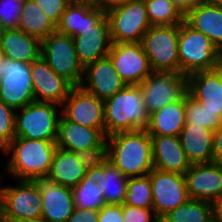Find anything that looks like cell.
I'll return each instance as SVG.
<instances>
[{
    "label": "cell",
    "instance_id": "6da1fadb",
    "mask_svg": "<svg viewBox=\"0 0 222 222\" xmlns=\"http://www.w3.org/2000/svg\"><path fill=\"white\" fill-rule=\"evenodd\" d=\"M56 148V140L14 137L2 150L5 155H10L4 171L16 180L45 179Z\"/></svg>",
    "mask_w": 222,
    "mask_h": 222
},
{
    "label": "cell",
    "instance_id": "7a4b0ae2",
    "mask_svg": "<svg viewBox=\"0 0 222 222\" xmlns=\"http://www.w3.org/2000/svg\"><path fill=\"white\" fill-rule=\"evenodd\" d=\"M108 161L125 176L147 175L154 169L152 139L147 130L119 132L106 137Z\"/></svg>",
    "mask_w": 222,
    "mask_h": 222
},
{
    "label": "cell",
    "instance_id": "3957f363",
    "mask_svg": "<svg viewBox=\"0 0 222 222\" xmlns=\"http://www.w3.org/2000/svg\"><path fill=\"white\" fill-rule=\"evenodd\" d=\"M105 137L119 132L146 130L149 113L139 85H126L104 101Z\"/></svg>",
    "mask_w": 222,
    "mask_h": 222
},
{
    "label": "cell",
    "instance_id": "277c9868",
    "mask_svg": "<svg viewBox=\"0 0 222 222\" xmlns=\"http://www.w3.org/2000/svg\"><path fill=\"white\" fill-rule=\"evenodd\" d=\"M178 55L179 73L189 76L216 69L220 51L208 37L184 20L179 24Z\"/></svg>",
    "mask_w": 222,
    "mask_h": 222
},
{
    "label": "cell",
    "instance_id": "5b68a950",
    "mask_svg": "<svg viewBox=\"0 0 222 222\" xmlns=\"http://www.w3.org/2000/svg\"><path fill=\"white\" fill-rule=\"evenodd\" d=\"M2 176L4 175H0V183L3 180ZM17 181V186L0 185V210L4 221L41 218L42 197L39 180Z\"/></svg>",
    "mask_w": 222,
    "mask_h": 222
},
{
    "label": "cell",
    "instance_id": "8992f818",
    "mask_svg": "<svg viewBox=\"0 0 222 222\" xmlns=\"http://www.w3.org/2000/svg\"><path fill=\"white\" fill-rule=\"evenodd\" d=\"M58 108V109H57ZM59 105L33 101L15 112V137L56 140L60 119Z\"/></svg>",
    "mask_w": 222,
    "mask_h": 222
},
{
    "label": "cell",
    "instance_id": "52a82bcc",
    "mask_svg": "<svg viewBox=\"0 0 222 222\" xmlns=\"http://www.w3.org/2000/svg\"><path fill=\"white\" fill-rule=\"evenodd\" d=\"M105 11L112 43L141 42L143 35L151 27L143 0H128Z\"/></svg>",
    "mask_w": 222,
    "mask_h": 222
},
{
    "label": "cell",
    "instance_id": "ba28073f",
    "mask_svg": "<svg viewBox=\"0 0 222 222\" xmlns=\"http://www.w3.org/2000/svg\"><path fill=\"white\" fill-rule=\"evenodd\" d=\"M179 25L151 26L141 44L153 71L179 73Z\"/></svg>",
    "mask_w": 222,
    "mask_h": 222
},
{
    "label": "cell",
    "instance_id": "9c48e42d",
    "mask_svg": "<svg viewBox=\"0 0 222 222\" xmlns=\"http://www.w3.org/2000/svg\"><path fill=\"white\" fill-rule=\"evenodd\" d=\"M41 57L55 73L73 86H80L84 67L78 60L71 36L58 31L51 33L41 41Z\"/></svg>",
    "mask_w": 222,
    "mask_h": 222
},
{
    "label": "cell",
    "instance_id": "30bf717a",
    "mask_svg": "<svg viewBox=\"0 0 222 222\" xmlns=\"http://www.w3.org/2000/svg\"><path fill=\"white\" fill-rule=\"evenodd\" d=\"M139 87L150 115L179 100L187 92V76L175 72L153 71Z\"/></svg>",
    "mask_w": 222,
    "mask_h": 222
},
{
    "label": "cell",
    "instance_id": "8fae6325",
    "mask_svg": "<svg viewBox=\"0 0 222 222\" xmlns=\"http://www.w3.org/2000/svg\"><path fill=\"white\" fill-rule=\"evenodd\" d=\"M2 65L4 69L3 77L0 78V100L15 111L35 101L31 64L3 56Z\"/></svg>",
    "mask_w": 222,
    "mask_h": 222
},
{
    "label": "cell",
    "instance_id": "7c38bea8",
    "mask_svg": "<svg viewBox=\"0 0 222 222\" xmlns=\"http://www.w3.org/2000/svg\"><path fill=\"white\" fill-rule=\"evenodd\" d=\"M148 174L152 187V208L158 218L164 217L190 199L183 174L155 168Z\"/></svg>",
    "mask_w": 222,
    "mask_h": 222
},
{
    "label": "cell",
    "instance_id": "4fadbf2b",
    "mask_svg": "<svg viewBox=\"0 0 222 222\" xmlns=\"http://www.w3.org/2000/svg\"><path fill=\"white\" fill-rule=\"evenodd\" d=\"M61 108V114L67 120L98 129L105 136L103 100L85 91L81 86H73Z\"/></svg>",
    "mask_w": 222,
    "mask_h": 222
},
{
    "label": "cell",
    "instance_id": "5bb4252c",
    "mask_svg": "<svg viewBox=\"0 0 222 222\" xmlns=\"http://www.w3.org/2000/svg\"><path fill=\"white\" fill-rule=\"evenodd\" d=\"M108 56L126 85H139L153 72L141 42L112 43Z\"/></svg>",
    "mask_w": 222,
    "mask_h": 222
},
{
    "label": "cell",
    "instance_id": "9a60e30c",
    "mask_svg": "<svg viewBox=\"0 0 222 222\" xmlns=\"http://www.w3.org/2000/svg\"><path fill=\"white\" fill-rule=\"evenodd\" d=\"M30 71L35 101L55 103L61 107L73 85L55 73L41 56L31 63Z\"/></svg>",
    "mask_w": 222,
    "mask_h": 222
},
{
    "label": "cell",
    "instance_id": "2e32d148",
    "mask_svg": "<svg viewBox=\"0 0 222 222\" xmlns=\"http://www.w3.org/2000/svg\"><path fill=\"white\" fill-rule=\"evenodd\" d=\"M80 86L98 99L105 101L114 96L126 84L115 70L109 56H106L84 67Z\"/></svg>",
    "mask_w": 222,
    "mask_h": 222
},
{
    "label": "cell",
    "instance_id": "e0dca14e",
    "mask_svg": "<svg viewBox=\"0 0 222 222\" xmlns=\"http://www.w3.org/2000/svg\"><path fill=\"white\" fill-rule=\"evenodd\" d=\"M190 199L212 203L222 194V164H195L184 174Z\"/></svg>",
    "mask_w": 222,
    "mask_h": 222
},
{
    "label": "cell",
    "instance_id": "ac0fdd59",
    "mask_svg": "<svg viewBox=\"0 0 222 222\" xmlns=\"http://www.w3.org/2000/svg\"><path fill=\"white\" fill-rule=\"evenodd\" d=\"M42 214L46 222H66L75 205L72 188L39 179Z\"/></svg>",
    "mask_w": 222,
    "mask_h": 222
},
{
    "label": "cell",
    "instance_id": "d6986e66",
    "mask_svg": "<svg viewBox=\"0 0 222 222\" xmlns=\"http://www.w3.org/2000/svg\"><path fill=\"white\" fill-rule=\"evenodd\" d=\"M72 38L78 60L83 67L108 56L112 41L107 16L92 29H88L82 35Z\"/></svg>",
    "mask_w": 222,
    "mask_h": 222
},
{
    "label": "cell",
    "instance_id": "ffe728a7",
    "mask_svg": "<svg viewBox=\"0 0 222 222\" xmlns=\"http://www.w3.org/2000/svg\"><path fill=\"white\" fill-rule=\"evenodd\" d=\"M187 93L210 111L222 116V75L217 69L187 76Z\"/></svg>",
    "mask_w": 222,
    "mask_h": 222
},
{
    "label": "cell",
    "instance_id": "44dd1931",
    "mask_svg": "<svg viewBox=\"0 0 222 222\" xmlns=\"http://www.w3.org/2000/svg\"><path fill=\"white\" fill-rule=\"evenodd\" d=\"M154 168L165 172L185 174L191 167L181 146L179 136L150 135Z\"/></svg>",
    "mask_w": 222,
    "mask_h": 222
},
{
    "label": "cell",
    "instance_id": "7402d4cb",
    "mask_svg": "<svg viewBox=\"0 0 222 222\" xmlns=\"http://www.w3.org/2000/svg\"><path fill=\"white\" fill-rule=\"evenodd\" d=\"M58 123L57 147L79 152L98 147L106 137L98 130L67 120L60 111Z\"/></svg>",
    "mask_w": 222,
    "mask_h": 222
},
{
    "label": "cell",
    "instance_id": "603a6c76",
    "mask_svg": "<svg viewBox=\"0 0 222 222\" xmlns=\"http://www.w3.org/2000/svg\"><path fill=\"white\" fill-rule=\"evenodd\" d=\"M184 20L198 30L222 52V4L215 2L200 3L192 8Z\"/></svg>",
    "mask_w": 222,
    "mask_h": 222
},
{
    "label": "cell",
    "instance_id": "cb8c5ba5",
    "mask_svg": "<svg viewBox=\"0 0 222 222\" xmlns=\"http://www.w3.org/2000/svg\"><path fill=\"white\" fill-rule=\"evenodd\" d=\"M0 52L6 58L31 64L41 56V41L18 28L1 30Z\"/></svg>",
    "mask_w": 222,
    "mask_h": 222
},
{
    "label": "cell",
    "instance_id": "d4e9b609",
    "mask_svg": "<svg viewBox=\"0 0 222 222\" xmlns=\"http://www.w3.org/2000/svg\"><path fill=\"white\" fill-rule=\"evenodd\" d=\"M85 176L99 184L105 204L122 205L125 203L129 177L111 162L107 161L100 167L86 170Z\"/></svg>",
    "mask_w": 222,
    "mask_h": 222
},
{
    "label": "cell",
    "instance_id": "484cf974",
    "mask_svg": "<svg viewBox=\"0 0 222 222\" xmlns=\"http://www.w3.org/2000/svg\"><path fill=\"white\" fill-rule=\"evenodd\" d=\"M179 139L191 165L213 162L214 131L202 126L185 124Z\"/></svg>",
    "mask_w": 222,
    "mask_h": 222
},
{
    "label": "cell",
    "instance_id": "4316f807",
    "mask_svg": "<svg viewBox=\"0 0 222 222\" xmlns=\"http://www.w3.org/2000/svg\"><path fill=\"white\" fill-rule=\"evenodd\" d=\"M105 16V9L98 6L69 4L56 31L71 37L80 36L95 27Z\"/></svg>",
    "mask_w": 222,
    "mask_h": 222
},
{
    "label": "cell",
    "instance_id": "83f0119b",
    "mask_svg": "<svg viewBox=\"0 0 222 222\" xmlns=\"http://www.w3.org/2000/svg\"><path fill=\"white\" fill-rule=\"evenodd\" d=\"M185 94L177 101L167 104L149 116L146 129L149 135L179 136L186 124Z\"/></svg>",
    "mask_w": 222,
    "mask_h": 222
},
{
    "label": "cell",
    "instance_id": "f1b7e54d",
    "mask_svg": "<svg viewBox=\"0 0 222 222\" xmlns=\"http://www.w3.org/2000/svg\"><path fill=\"white\" fill-rule=\"evenodd\" d=\"M86 174L75 152L59 147L53 155L50 171L45 179L53 183L73 188L80 183Z\"/></svg>",
    "mask_w": 222,
    "mask_h": 222
},
{
    "label": "cell",
    "instance_id": "f546056e",
    "mask_svg": "<svg viewBox=\"0 0 222 222\" xmlns=\"http://www.w3.org/2000/svg\"><path fill=\"white\" fill-rule=\"evenodd\" d=\"M18 29L42 41L56 31V26L37 4L27 0L22 6Z\"/></svg>",
    "mask_w": 222,
    "mask_h": 222
},
{
    "label": "cell",
    "instance_id": "4dcf8cb0",
    "mask_svg": "<svg viewBox=\"0 0 222 222\" xmlns=\"http://www.w3.org/2000/svg\"><path fill=\"white\" fill-rule=\"evenodd\" d=\"M158 222H214L212 203L189 199L164 217L159 218Z\"/></svg>",
    "mask_w": 222,
    "mask_h": 222
},
{
    "label": "cell",
    "instance_id": "1f68e13d",
    "mask_svg": "<svg viewBox=\"0 0 222 222\" xmlns=\"http://www.w3.org/2000/svg\"><path fill=\"white\" fill-rule=\"evenodd\" d=\"M147 17L151 26L179 25L184 15L169 0H145Z\"/></svg>",
    "mask_w": 222,
    "mask_h": 222
},
{
    "label": "cell",
    "instance_id": "d6a6232c",
    "mask_svg": "<svg viewBox=\"0 0 222 222\" xmlns=\"http://www.w3.org/2000/svg\"><path fill=\"white\" fill-rule=\"evenodd\" d=\"M185 118L188 125L202 126L213 131L222 124V116L219 111L206 109L187 92L185 93Z\"/></svg>",
    "mask_w": 222,
    "mask_h": 222
},
{
    "label": "cell",
    "instance_id": "836d02e7",
    "mask_svg": "<svg viewBox=\"0 0 222 222\" xmlns=\"http://www.w3.org/2000/svg\"><path fill=\"white\" fill-rule=\"evenodd\" d=\"M74 205L80 209L99 210L105 205L104 195L99 184L84 176L80 183L72 188Z\"/></svg>",
    "mask_w": 222,
    "mask_h": 222
},
{
    "label": "cell",
    "instance_id": "e575fe53",
    "mask_svg": "<svg viewBox=\"0 0 222 222\" xmlns=\"http://www.w3.org/2000/svg\"><path fill=\"white\" fill-rule=\"evenodd\" d=\"M140 208H152L153 197L149 174L129 177L125 203Z\"/></svg>",
    "mask_w": 222,
    "mask_h": 222
},
{
    "label": "cell",
    "instance_id": "d590c367",
    "mask_svg": "<svg viewBox=\"0 0 222 222\" xmlns=\"http://www.w3.org/2000/svg\"><path fill=\"white\" fill-rule=\"evenodd\" d=\"M15 112L0 100V151L15 137Z\"/></svg>",
    "mask_w": 222,
    "mask_h": 222
},
{
    "label": "cell",
    "instance_id": "8d00e7d4",
    "mask_svg": "<svg viewBox=\"0 0 222 222\" xmlns=\"http://www.w3.org/2000/svg\"><path fill=\"white\" fill-rule=\"evenodd\" d=\"M23 4L15 0H0V29H16Z\"/></svg>",
    "mask_w": 222,
    "mask_h": 222
},
{
    "label": "cell",
    "instance_id": "74e56055",
    "mask_svg": "<svg viewBox=\"0 0 222 222\" xmlns=\"http://www.w3.org/2000/svg\"><path fill=\"white\" fill-rule=\"evenodd\" d=\"M76 155L86 170L102 166L108 161L106 139L98 147L76 152Z\"/></svg>",
    "mask_w": 222,
    "mask_h": 222
},
{
    "label": "cell",
    "instance_id": "f35d334b",
    "mask_svg": "<svg viewBox=\"0 0 222 222\" xmlns=\"http://www.w3.org/2000/svg\"><path fill=\"white\" fill-rule=\"evenodd\" d=\"M124 222H158L159 218L153 208H140L122 204Z\"/></svg>",
    "mask_w": 222,
    "mask_h": 222
},
{
    "label": "cell",
    "instance_id": "ab89813d",
    "mask_svg": "<svg viewBox=\"0 0 222 222\" xmlns=\"http://www.w3.org/2000/svg\"><path fill=\"white\" fill-rule=\"evenodd\" d=\"M45 13L46 17L57 26L69 3L67 0H31Z\"/></svg>",
    "mask_w": 222,
    "mask_h": 222
},
{
    "label": "cell",
    "instance_id": "60d3db41",
    "mask_svg": "<svg viewBox=\"0 0 222 222\" xmlns=\"http://www.w3.org/2000/svg\"><path fill=\"white\" fill-rule=\"evenodd\" d=\"M98 222H124L122 205L105 204L99 209Z\"/></svg>",
    "mask_w": 222,
    "mask_h": 222
},
{
    "label": "cell",
    "instance_id": "b9f144b4",
    "mask_svg": "<svg viewBox=\"0 0 222 222\" xmlns=\"http://www.w3.org/2000/svg\"><path fill=\"white\" fill-rule=\"evenodd\" d=\"M99 210L75 207L66 222H98Z\"/></svg>",
    "mask_w": 222,
    "mask_h": 222
},
{
    "label": "cell",
    "instance_id": "7bdbcfd3",
    "mask_svg": "<svg viewBox=\"0 0 222 222\" xmlns=\"http://www.w3.org/2000/svg\"><path fill=\"white\" fill-rule=\"evenodd\" d=\"M212 156L213 162L222 163V124L214 130Z\"/></svg>",
    "mask_w": 222,
    "mask_h": 222
},
{
    "label": "cell",
    "instance_id": "ee69618b",
    "mask_svg": "<svg viewBox=\"0 0 222 222\" xmlns=\"http://www.w3.org/2000/svg\"><path fill=\"white\" fill-rule=\"evenodd\" d=\"M171 4L184 16L195 6L204 3V0H169Z\"/></svg>",
    "mask_w": 222,
    "mask_h": 222
},
{
    "label": "cell",
    "instance_id": "f6af8a7d",
    "mask_svg": "<svg viewBox=\"0 0 222 222\" xmlns=\"http://www.w3.org/2000/svg\"><path fill=\"white\" fill-rule=\"evenodd\" d=\"M214 222H222V194L212 202Z\"/></svg>",
    "mask_w": 222,
    "mask_h": 222
},
{
    "label": "cell",
    "instance_id": "bcb514c9",
    "mask_svg": "<svg viewBox=\"0 0 222 222\" xmlns=\"http://www.w3.org/2000/svg\"><path fill=\"white\" fill-rule=\"evenodd\" d=\"M126 1L128 0H96V6L106 10L109 7L125 3Z\"/></svg>",
    "mask_w": 222,
    "mask_h": 222
},
{
    "label": "cell",
    "instance_id": "7dc6e473",
    "mask_svg": "<svg viewBox=\"0 0 222 222\" xmlns=\"http://www.w3.org/2000/svg\"><path fill=\"white\" fill-rule=\"evenodd\" d=\"M69 4L96 6V0H67Z\"/></svg>",
    "mask_w": 222,
    "mask_h": 222
},
{
    "label": "cell",
    "instance_id": "c3c4849f",
    "mask_svg": "<svg viewBox=\"0 0 222 222\" xmlns=\"http://www.w3.org/2000/svg\"><path fill=\"white\" fill-rule=\"evenodd\" d=\"M216 69L222 75V52H220L219 59H218V64L216 66Z\"/></svg>",
    "mask_w": 222,
    "mask_h": 222
},
{
    "label": "cell",
    "instance_id": "681fc988",
    "mask_svg": "<svg viewBox=\"0 0 222 222\" xmlns=\"http://www.w3.org/2000/svg\"><path fill=\"white\" fill-rule=\"evenodd\" d=\"M17 222H46L43 218H36V219H23Z\"/></svg>",
    "mask_w": 222,
    "mask_h": 222
},
{
    "label": "cell",
    "instance_id": "f907efd6",
    "mask_svg": "<svg viewBox=\"0 0 222 222\" xmlns=\"http://www.w3.org/2000/svg\"><path fill=\"white\" fill-rule=\"evenodd\" d=\"M2 62H3V55L2 53L0 52V78L3 77V65H2Z\"/></svg>",
    "mask_w": 222,
    "mask_h": 222
},
{
    "label": "cell",
    "instance_id": "816d5d0a",
    "mask_svg": "<svg viewBox=\"0 0 222 222\" xmlns=\"http://www.w3.org/2000/svg\"><path fill=\"white\" fill-rule=\"evenodd\" d=\"M221 0H204V2H215V3H219Z\"/></svg>",
    "mask_w": 222,
    "mask_h": 222
},
{
    "label": "cell",
    "instance_id": "f5cc1de1",
    "mask_svg": "<svg viewBox=\"0 0 222 222\" xmlns=\"http://www.w3.org/2000/svg\"><path fill=\"white\" fill-rule=\"evenodd\" d=\"M0 222H5L4 219H3V216H2L1 210H0Z\"/></svg>",
    "mask_w": 222,
    "mask_h": 222
},
{
    "label": "cell",
    "instance_id": "db71d44e",
    "mask_svg": "<svg viewBox=\"0 0 222 222\" xmlns=\"http://www.w3.org/2000/svg\"><path fill=\"white\" fill-rule=\"evenodd\" d=\"M17 2H21L22 4L25 3L27 0H15Z\"/></svg>",
    "mask_w": 222,
    "mask_h": 222
}]
</instances>
